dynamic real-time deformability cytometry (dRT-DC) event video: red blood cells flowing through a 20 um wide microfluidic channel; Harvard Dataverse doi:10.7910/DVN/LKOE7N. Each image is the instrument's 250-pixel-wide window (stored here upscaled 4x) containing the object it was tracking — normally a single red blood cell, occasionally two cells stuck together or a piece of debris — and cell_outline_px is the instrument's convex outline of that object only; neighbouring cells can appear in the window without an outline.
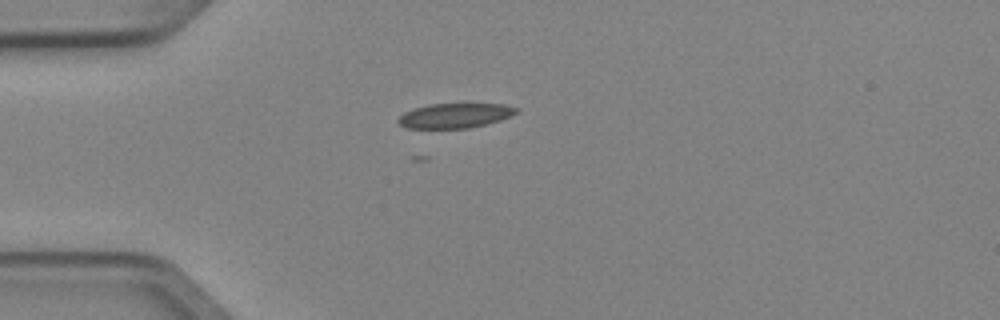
{"species": "Egyptian fruit bat (a non-hibernating species)", "species_latin": "Rousettus aegyptiacus", "temperature_condition": "cold", "stored_images_in_passage": 2, "camera_frame_rate_fps": 3000, "um_per_image_px": 0.085, "animal": {"sex": "female"}, "frame": {"image": 1, "passage_image": 2, "time_ms": 0.333, "image_size_px": [1000, 320], "cell_outline_px": [[520, 108], [512, 116], [500, 120], [468, 128], [408, 128], [400, 124], [396, 120], [404, 112], [412, 108], [428, 104], [464, 100], [504, 104]], "centroid_in_image_um": [38.72, 9.75], "position_along_channel_um": 46.3, "area_um2": 18.09}}